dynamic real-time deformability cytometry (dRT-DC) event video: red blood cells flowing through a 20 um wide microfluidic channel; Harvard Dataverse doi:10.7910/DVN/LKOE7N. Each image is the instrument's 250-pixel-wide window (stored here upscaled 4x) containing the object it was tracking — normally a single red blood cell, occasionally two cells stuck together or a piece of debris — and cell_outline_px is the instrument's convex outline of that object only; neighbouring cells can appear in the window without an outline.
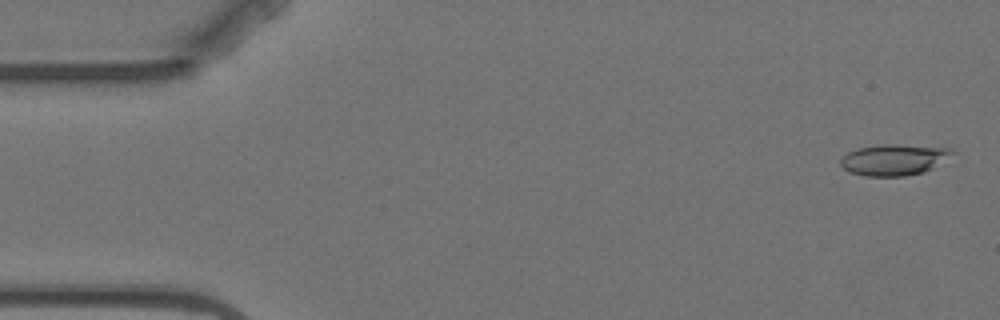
{"species": "Egyptian fruit bat (a non-hibernating species)", "species_latin": "Rousettus aegyptiacus", "temperature_condition": "warm", "stored_images_in_passage": 4, "camera_frame_rate_fps": 3000, "um_per_image_px": 0.085, "animal": {"sex": "female"}, "frame": {"image": 1, "passage_image": 1, "time_ms": 0.0, "image_size_px": [1000, 320], "cell_outline_px": [[956, 152], [932, 168], [924, 172], [904, 176], [864, 176], [848, 172], [840, 164], [840, 160], [848, 152], [860, 148], [880, 144], [896, 144], [952, 148]], "centroid_in_image_um": [75.99, 13.57], "position_along_channel_um": 9.0, "area_um2": 20.23}}
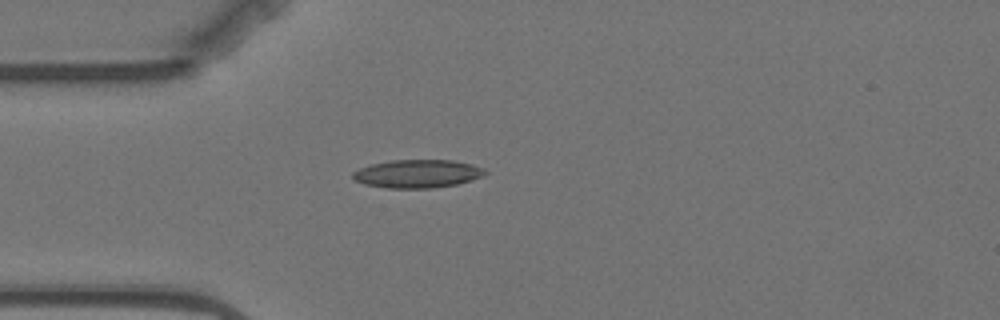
{"frame": {"image": 2, "passage_image": 4, "time_ms": 4.333, "image_size_px": [1000, 320], "cell_outline_px": [[488, 172], [480, 176], [456, 184], [432, 188], [388, 188], [364, 184], [352, 180], [352, 172], [368, 164], [392, 160], [452, 160], [472, 164], [484, 168]], "centroid_in_image_um": [35.42, 14.76], "position_along_channel_um": 49.6, "area_um2": 21.73}}